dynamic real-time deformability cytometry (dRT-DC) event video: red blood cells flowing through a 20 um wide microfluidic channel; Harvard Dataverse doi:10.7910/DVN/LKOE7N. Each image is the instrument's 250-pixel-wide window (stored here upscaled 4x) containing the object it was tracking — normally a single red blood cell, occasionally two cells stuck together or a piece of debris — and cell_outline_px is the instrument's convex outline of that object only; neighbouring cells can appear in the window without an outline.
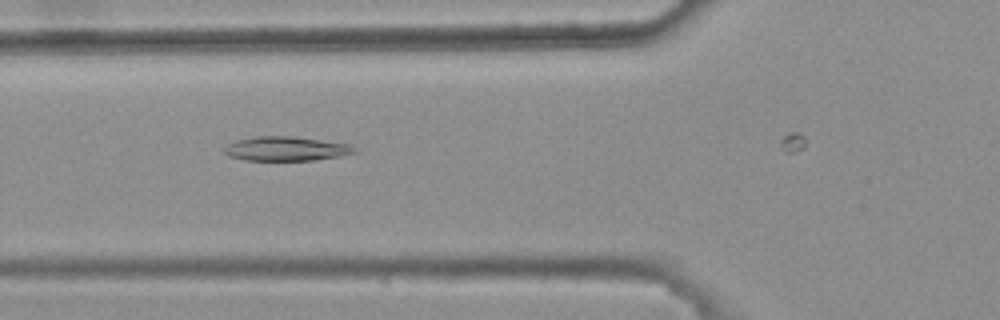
{"species": "common noctule bat (a hibernating species)", "species_latin": "Nyctalus noctula", "temperature_condition": "warm", "stored_images_in_passage": 5, "camera_frame_rate_fps": 3000, "um_per_image_px": 0.085, "animal": {"sex": "female", "body_mass_g": 25.1}, "frame": {"image": 1, "passage_image": 4, "time_ms": 1.0, "image_size_px": [1000, 320], "cell_outline_px": [[356, 152], [340, 156], [312, 160], [244, 160], [228, 156], [224, 152], [224, 148], [228, 144], [236, 140], [256, 136], [292, 136], [352, 144], [356, 148]], "centroid_in_image_um": [24.32, 12.63], "position_along_channel_um": 101.5, "area_um2": 18.44}}